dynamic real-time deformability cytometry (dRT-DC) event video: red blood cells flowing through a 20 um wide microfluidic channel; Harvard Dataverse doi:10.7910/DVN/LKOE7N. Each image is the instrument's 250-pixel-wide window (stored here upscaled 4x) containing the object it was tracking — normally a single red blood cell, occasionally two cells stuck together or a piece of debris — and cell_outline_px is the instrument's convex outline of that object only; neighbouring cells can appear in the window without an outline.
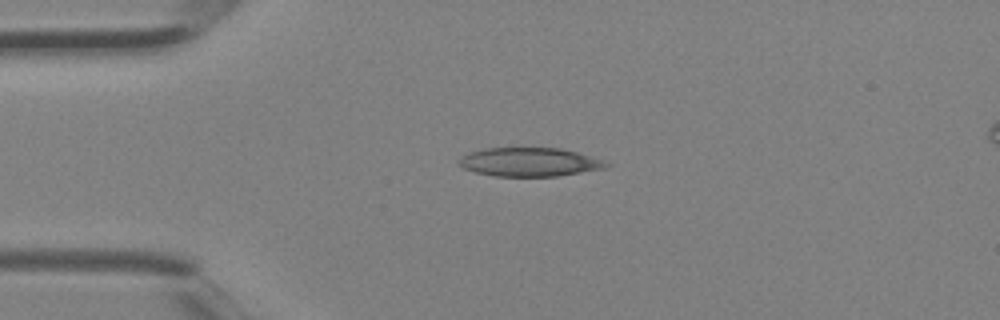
{"species": "Egyptian fruit bat (a non-hibernating species)", "species_latin": "Rousettus aegyptiacus", "temperature_condition": "room temperature", "stored_images_in_passage": 1, "camera_frame_rate_fps": 3000, "um_per_image_px": 0.085, "animal": {"sex": "female"}, "frame": {"image": 1, "passage_image": 1, "time_ms": 0.0, "image_size_px": [1000, 320], "cell_outline_px": [[612, 164], [608, 168], [556, 176], [496, 176], [476, 172], [464, 168], [456, 164], [456, 160], [460, 156], [468, 152], [484, 148], [560, 148], [576, 152], [604, 160]], "centroid_in_image_um": [44.99, 13.77], "position_along_channel_um": 40.0, "area_um2": 24.85}}